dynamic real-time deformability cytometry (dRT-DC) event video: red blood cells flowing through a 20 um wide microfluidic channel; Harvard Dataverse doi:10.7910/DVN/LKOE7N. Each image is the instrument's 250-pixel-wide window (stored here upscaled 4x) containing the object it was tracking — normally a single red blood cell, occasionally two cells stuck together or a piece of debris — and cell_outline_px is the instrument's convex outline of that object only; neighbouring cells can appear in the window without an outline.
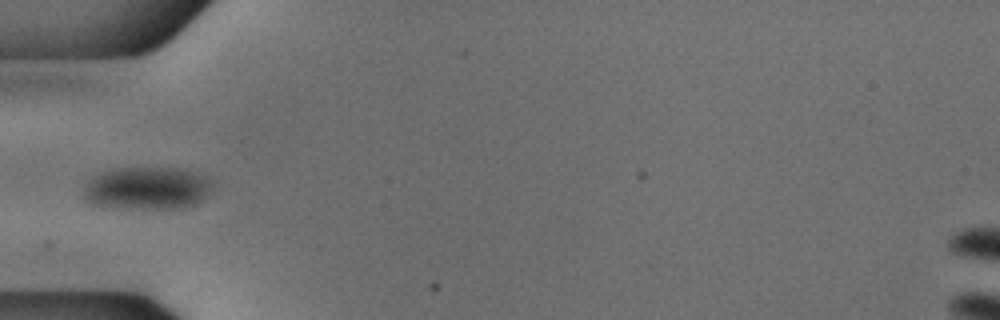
{"species": "common noctule bat (a hibernating species)", "species_latin": "Nyctalus noctula", "temperature_condition": "cold", "stored_images_in_passage": 31, "camera_frame_rate_fps": 3000, "um_per_image_px": 0.085, "animal": {"sex": "male", "body_mass_g": 18.8}, "frame": {"image": 1, "passage_image": 1, "time_ms": 0.0, "image_size_px": [1000, 320], "cell_outline_px": [[212, 184], [208, 192], [196, 204], [188, 208], [100, 208], [88, 204], [80, 196], [88, 180], [104, 172], [116, 168], [184, 168], [196, 172], [204, 176]], "centroid_in_image_um": [12.42, 16.02], "position_along_channel_um": 72.6, "area_um2": 32.48}}
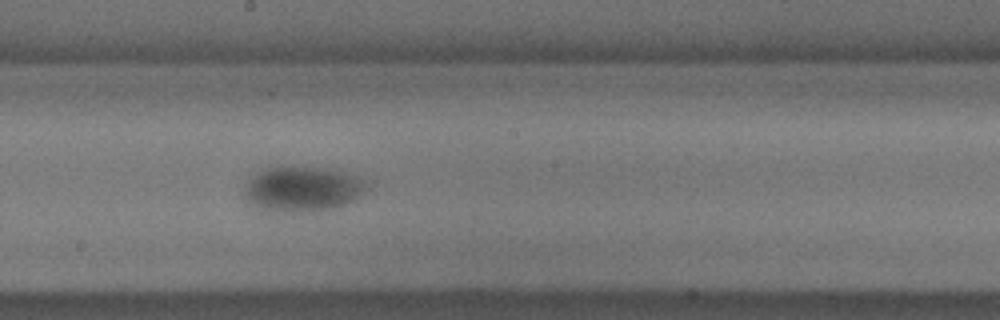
{"frame": {"image": 2, "passage_image": 13, "time_ms": 4.0, "image_size_px": [1000, 320], "cell_outline_px": [[372, 188], [352, 200], [344, 204], [332, 208], [288, 212], [260, 208], [248, 200], [244, 196], [244, 192], [252, 176], [256, 172], [268, 164], [320, 168], [340, 172], [364, 180]], "centroid_in_image_um": [25.68, 16.01], "position_along_channel_um": 222.5, "area_um2": 31.91}}
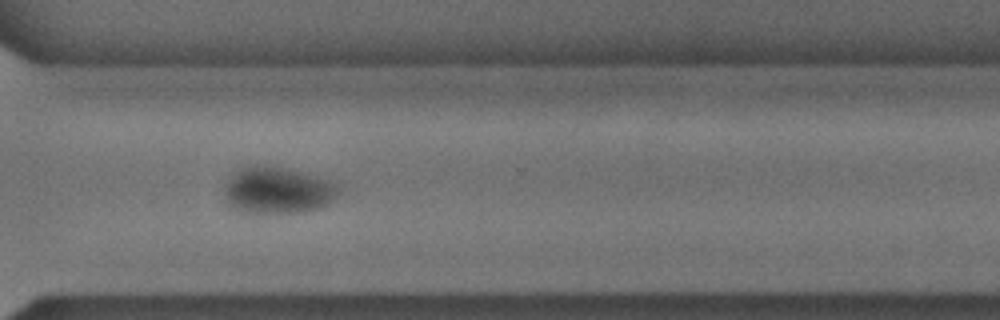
{"frame": {"image": 3, "passage_image": 23, "time_ms": 7.333, "image_size_px": [1000, 320], "cell_outline_px": [[340, 192], [328, 204], [320, 208], [300, 212], [248, 212], [236, 208], [228, 204], [224, 196], [224, 184], [236, 172], [252, 164], [264, 164], [300, 172], [328, 180], [340, 184]], "centroid_in_image_um": [23.61, 16.17], "position_along_channel_um": 347.0, "area_um2": 30.81}}